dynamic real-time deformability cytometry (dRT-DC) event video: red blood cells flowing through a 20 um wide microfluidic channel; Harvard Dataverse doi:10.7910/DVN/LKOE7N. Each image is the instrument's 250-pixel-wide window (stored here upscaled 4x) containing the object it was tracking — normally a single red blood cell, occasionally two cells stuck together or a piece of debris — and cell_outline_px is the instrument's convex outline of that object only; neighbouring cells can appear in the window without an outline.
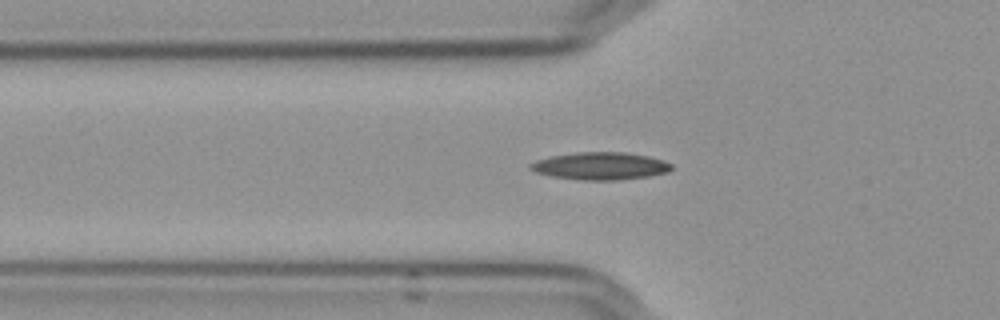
{"species": "Egyptian fruit bat (a non-hibernating species)", "species_latin": "Rousettus aegyptiacus", "temperature_condition": "cold", "stored_images_in_passage": 38, "camera_frame_rate_fps": 3000, "um_per_image_px": 0.085, "frame": {"image": 1, "passage_image": 2, "time_ms": 0.333, "image_size_px": [1000, 320], "cell_outline_px": [[672, 168], [668, 172], [648, 176], [616, 180], [584, 180], [552, 176], [536, 172], [528, 168], [528, 164], [536, 160], [552, 156], [576, 152], [624, 152], [648, 156], [664, 160], [672, 164]], "centroid_in_image_um": [51.03, 14.1], "position_along_channel_um": 74.8, "area_um2": 22.54}}
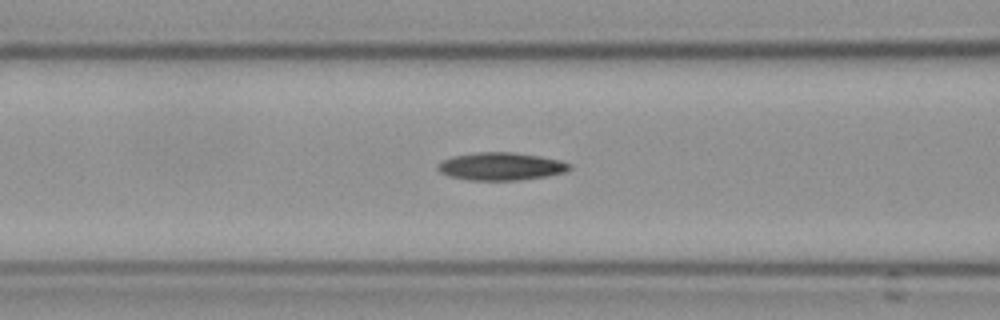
{"frame": {"image": 2, "passage_image": 6, "time_ms": 1.667, "image_size_px": [1000, 320], "cell_outline_px": [[572, 168], [564, 172], [544, 176], [520, 180], [468, 180], [448, 176], [440, 172], [436, 168], [436, 164], [452, 156], [476, 152], [512, 152], [540, 156], [560, 160], [572, 164]], "centroid_in_image_um": [42.55, 14.14], "position_along_channel_um": 124.0, "area_um2": 21.39}}
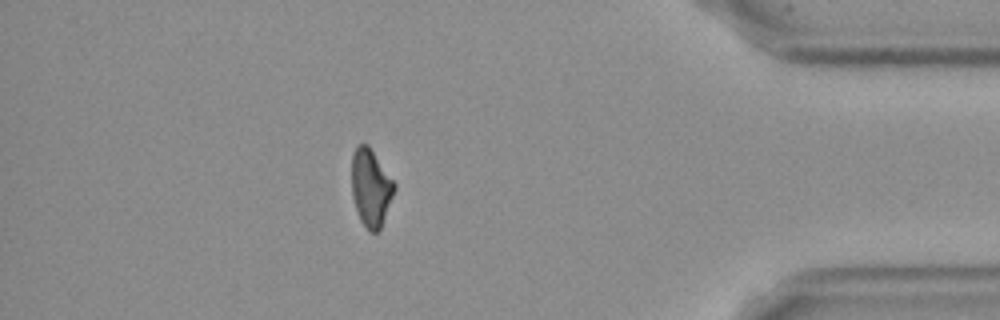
{"frame": {"image": 3, "passage_image": 32, "time_ms": 10.333, "image_size_px": [1000, 320], "cell_outline_px": [[396, 188], [380, 228], [376, 232], [368, 232], [360, 220], [352, 196], [352, 152], [356, 144], [368, 144], [396, 184]], "centroid_in_image_um": [31.51, 15.93], "position_along_channel_um": 403.7, "area_um2": 19.25}}